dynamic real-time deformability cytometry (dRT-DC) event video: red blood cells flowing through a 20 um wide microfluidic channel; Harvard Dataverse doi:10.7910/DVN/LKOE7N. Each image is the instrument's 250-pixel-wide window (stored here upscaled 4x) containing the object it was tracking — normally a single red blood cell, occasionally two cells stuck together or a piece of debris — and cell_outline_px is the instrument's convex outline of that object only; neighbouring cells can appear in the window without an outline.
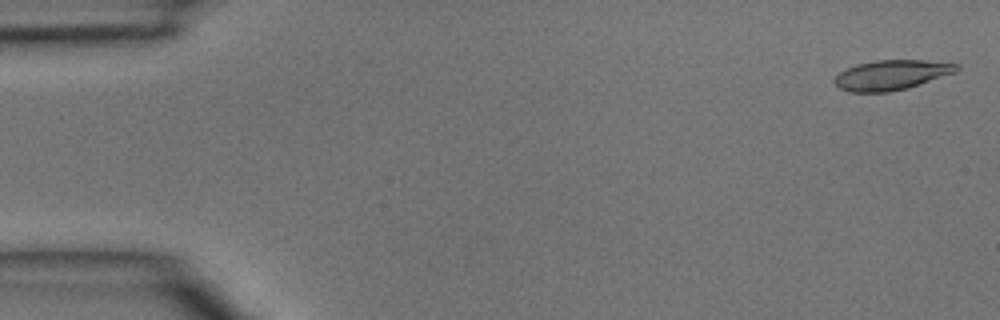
{"species": "common noctule bat (a hibernating species)", "species_latin": "Nyctalus noctula", "temperature_condition": "room temperature", "stored_images_in_passage": 5, "camera_frame_rate_fps": 3000, "um_per_image_px": 0.085, "animal": {"sex": "male", "body_mass_g": 15.6}, "frame": {"image": 1, "passage_image": 1, "time_ms": 0.0, "image_size_px": [1000, 320], "cell_outline_px": [[960, 68], [956, 72], [908, 88], [888, 92], [848, 92], [840, 88], [832, 80], [840, 72], [856, 64], [876, 60], [924, 60], [960, 64]], "centroid_in_image_um": [75.78, 6.37], "position_along_channel_um": 9.2, "area_um2": 21.27}}
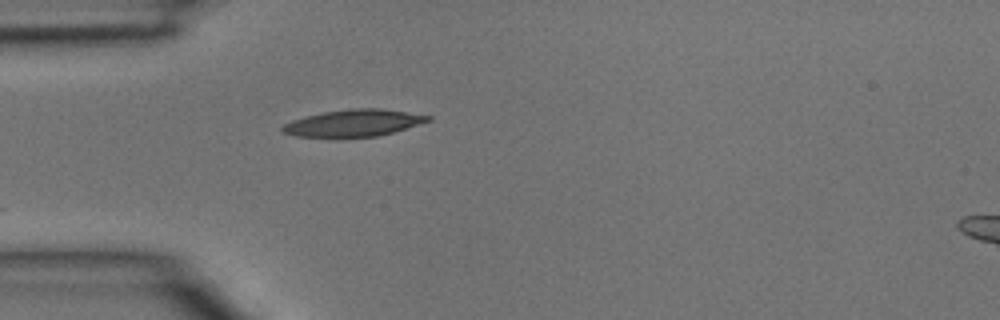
{"frame": {"image": 2, "passage_image": 4, "time_ms": 1.0, "image_size_px": [1000, 320], "cell_outline_px": [[432, 120], [392, 132], [376, 136], [296, 136], [284, 132], [280, 128], [284, 124], [292, 120], [324, 112], [352, 108], [380, 108], [432, 116]], "centroid_in_image_um": [30.08, 10.43], "position_along_channel_um": 54.9, "area_um2": 22.2}}